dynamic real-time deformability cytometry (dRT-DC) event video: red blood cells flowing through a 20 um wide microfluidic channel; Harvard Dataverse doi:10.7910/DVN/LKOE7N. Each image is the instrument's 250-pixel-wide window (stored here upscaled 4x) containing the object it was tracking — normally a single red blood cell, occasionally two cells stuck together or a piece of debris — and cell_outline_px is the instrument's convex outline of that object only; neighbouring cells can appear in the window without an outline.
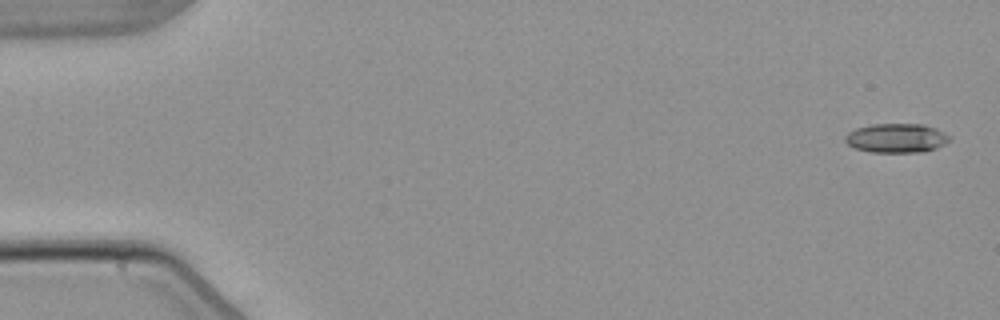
{"species": "common noctule bat (a hibernating species)", "species_latin": "Nyctalus noctula", "temperature_condition": "warm", "stored_images_in_passage": 2, "camera_frame_rate_fps": 3000, "um_per_image_px": 0.085, "animal": {"sex": "male", "body_mass_g": 21.5, "forearm_length_mm": 52.0}, "frame": {"image": 1, "passage_image": 1, "time_ms": 0.0, "image_size_px": [1000, 320], "cell_outline_px": [[952, 140], [936, 148], [924, 152], [872, 152], [856, 148], [848, 144], [844, 140], [844, 136], [848, 132], [856, 128], [872, 124], [924, 124], [936, 128], [952, 136]], "centroid_in_image_um": [76.23, 11.73], "position_along_channel_um": 8.8, "area_um2": 17.92}}